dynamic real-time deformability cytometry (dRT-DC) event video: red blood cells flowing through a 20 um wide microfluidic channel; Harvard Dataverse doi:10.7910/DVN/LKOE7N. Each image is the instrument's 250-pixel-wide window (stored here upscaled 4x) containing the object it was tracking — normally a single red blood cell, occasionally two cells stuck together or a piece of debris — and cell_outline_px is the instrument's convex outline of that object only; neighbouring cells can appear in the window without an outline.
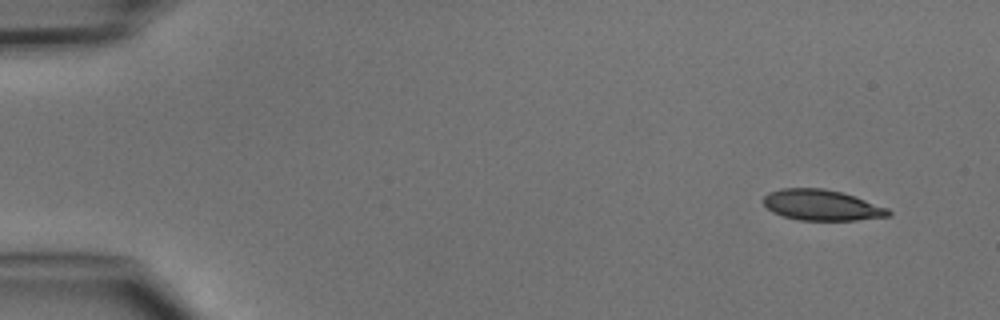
{"species": "common noctule bat (a hibernating species)", "species_latin": "Nyctalus noctula", "temperature_condition": "cold", "stored_images_in_passage": 4, "camera_frame_rate_fps": 3000, "um_per_image_px": 0.085, "animal": {"sex": "male", "body_mass_g": 15.6}, "frame": {"image": 1, "passage_image": 1, "time_ms": 0.0, "image_size_px": [1000, 320], "cell_outline_px": [[892, 216], [856, 220], [800, 220], [784, 216], [772, 212], [764, 204], [764, 196], [768, 192], [780, 188], [824, 188], [840, 192], [888, 208], [892, 212]], "centroid_in_image_um": [69.84, 17.43], "position_along_channel_um": 15.2, "area_um2": 22.25}}
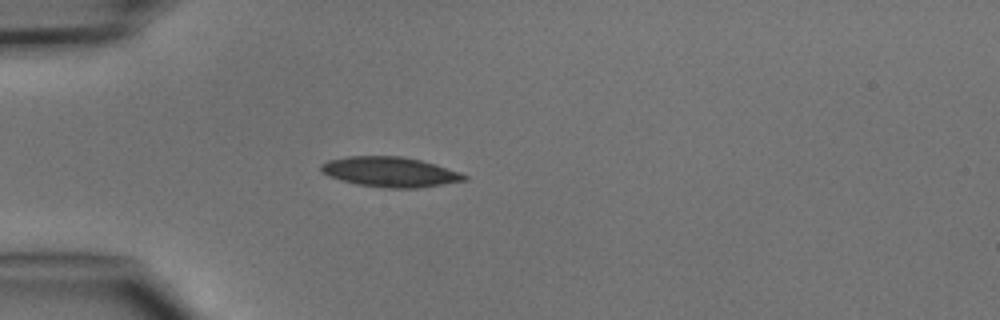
{"frame": {"image": 2, "passage_image": 4, "time_ms": 3.333, "image_size_px": [1000, 320], "cell_outline_px": [[468, 180], [416, 188], [384, 188], [356, 184], [340, 180], [320, 172], [320, 164], [328, 160], [348, 156], [400, 156], [420, 160], [436, 164], [460, 172], [468, 176]], "centroid_in_image_um": [33.14, 14.61], "position_along_channel_um": 51.9, "area_um2": 25.14}}